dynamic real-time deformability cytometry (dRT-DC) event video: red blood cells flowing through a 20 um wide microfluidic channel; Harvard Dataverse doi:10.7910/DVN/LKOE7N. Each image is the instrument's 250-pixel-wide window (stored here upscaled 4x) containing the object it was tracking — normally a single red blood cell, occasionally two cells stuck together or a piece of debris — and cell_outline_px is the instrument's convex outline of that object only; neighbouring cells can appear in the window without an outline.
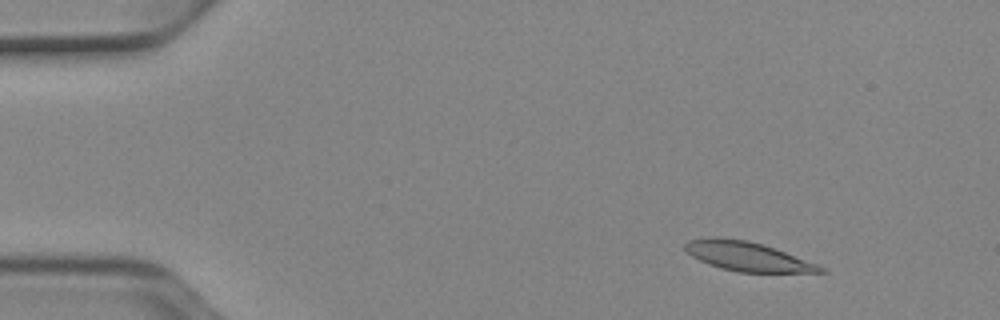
{"species": "Egyptian fruit bat (a non-hibernating species)", "species_latin": "Rousettus aegyptiacus", "temperature_condition": "cold", "stored_images_in_passage": 53, "camera_frame_rate_fps": 3000, "um_per_image_px": 0.085, "animal": {"sex": "female"}, "frame": {"image": 1, "passage_image": 7, "time_ms": 2.0, "image_size_px": [1000, 320], "cell_outline_px": [[828, 272], [740, 272], [720, 268], [708, 264], [692, 256], [684, 248], [684, 244], [688, 240], [708, 236], [720, 236], [748, 240], [764, 244], [816, 264], [824, 268]], "centroid_in_image_um": [63.46, 21.76], "position_along_channel_um": 21.5, "area_um2": 23.06}}
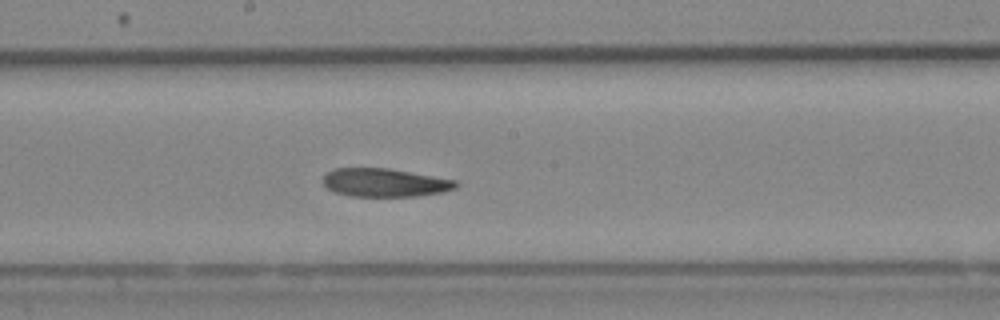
{"frame": {"image": 2, "passage_image": 29, "time_ms": 9.333, "image_size_px": [1000, 320], "cell_outline_px": [[460, 184], [456, 188], [444, 192], [416, 196], [348, 196], [336, 192], [328, 188], [320, 180], [332, 168], [388, 168], [460, 180]], "centroid_in_image_um": [32.75, 15.51], "position_along_channel_um": 215.4, "area_um2": 22.25}}
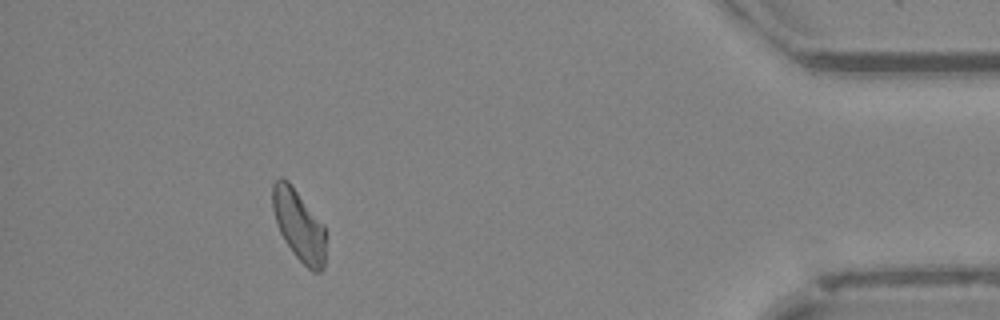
{"frame": {"image": 3, "passage_image": 48, "time_ms": 15.667, "image_size_px": [1000, 320], "cell_outline_px": [[324, 268], [320, 272], [312, 272], [292, 252], [284, 240], [280, 232], [272, 208], [272, 184], [280, 176], [288, 180], [324, 224]], "centroid_in_image_um": [25.39, 19.12], "position_along_channel_um": 409.8, "area_um2": 21.91}, "authors_computed_cell_mechanics": {"area_um2": 23.3512, "velocity_mm_per_s": 3.8914, "shape_relaxation_time_tau1_ms": 9.0261, "shape_relaxation_time_tau2_ms": 5.079, "deformation_change_tau1": 0.1884, "deformation_change_tau2": 0.1293}}